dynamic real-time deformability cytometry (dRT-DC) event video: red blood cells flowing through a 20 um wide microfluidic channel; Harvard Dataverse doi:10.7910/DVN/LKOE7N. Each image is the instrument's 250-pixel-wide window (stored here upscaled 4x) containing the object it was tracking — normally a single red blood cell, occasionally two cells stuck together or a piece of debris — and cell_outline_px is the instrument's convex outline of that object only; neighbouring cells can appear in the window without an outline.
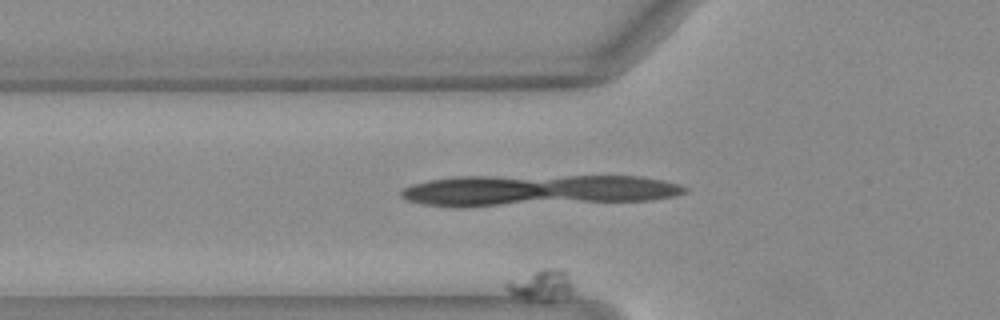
{"species": "Egyptian fruit bat (a non-hibernating species)", "species_latin": "Rousettus aegyptiacus", "temperature_condition": "warm", "stored_images_in_passage": 11, "camera_frame_rate_fps": 3000, "um_per_image_px": 0.085, "animal": {"sex": "female"}, "frame": {"image": 1, "passage_image": 2, "time_ms": 0.333, "image_size_px": [1000, 320], "cell_outline_px": [[572, 292], [552, 300], [524, 300], [508, 292], [504, 284], [504, 280], [540, 268], [564, 268], [572, 284]], "centroid_in_image_um": [45.91, 24.18], "position_along_channel_um": 79.9, "area_um2": 12.31}}
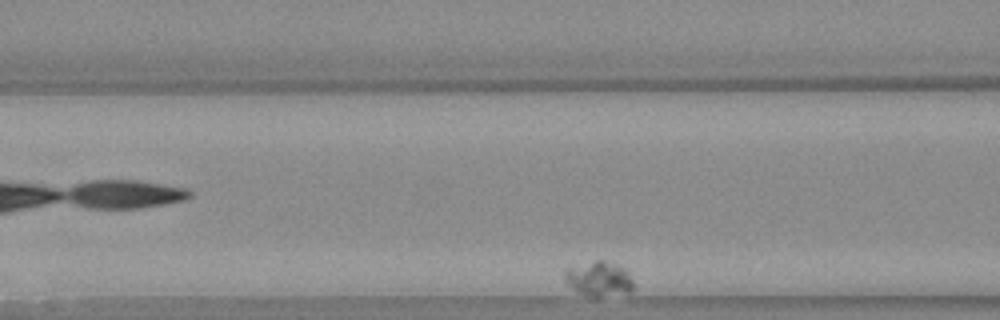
{"frame": {"image": 2, "passage_image": 8, "time_ms": 2.333, "image_size_px": [1000, 320], "cell_outline_px": [[632, 292], [596, 296], [580, 292], [568, 284], [564, 280], [564, 268], [596, 260], [604, 260], [624, 268], [628, 272], [632, 280]], "centroid_in_image_um": [50.89, 23.66], "position_along_channel_um": 115.7, "area_um2": 13.58}}